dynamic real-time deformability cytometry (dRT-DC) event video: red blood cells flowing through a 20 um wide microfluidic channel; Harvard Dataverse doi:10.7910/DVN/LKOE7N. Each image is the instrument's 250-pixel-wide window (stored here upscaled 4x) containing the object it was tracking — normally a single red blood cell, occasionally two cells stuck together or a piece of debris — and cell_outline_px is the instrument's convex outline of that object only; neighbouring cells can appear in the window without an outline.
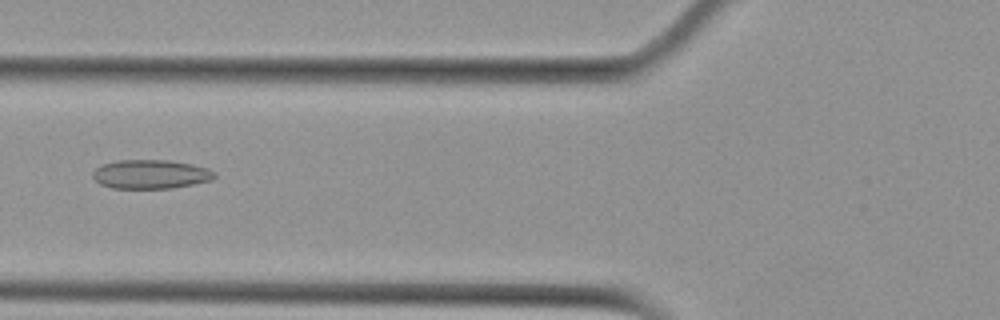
{"species": "Egyptian fruit bat (a non-hibernating species)", "species_latin": "Rousettus aegyptiacus", "temperature_condition": "cold", "stored_images_in_passage": 37, "camera_frame_rate_fps": 3000, "um_per_image_px": 0.085, "animal": {"sex": "female"}, "frame": {"image": 1, "passage_image": 4, "time_ms": 1.0, "image_size_px": [1000, 320], "cell_outline_px": [[216, 176], [212, 180], [172, 188], [112, 188], [100, 184], [92, 176], [92, 172], [100, 164], [116, 160], [168, 160], [192, 164], [208, 168], [216, 172]], "centroid_in_image_um": [12.8, 14.8], "position_along_channel_um": 113.0, "area_um2": 20.69}}
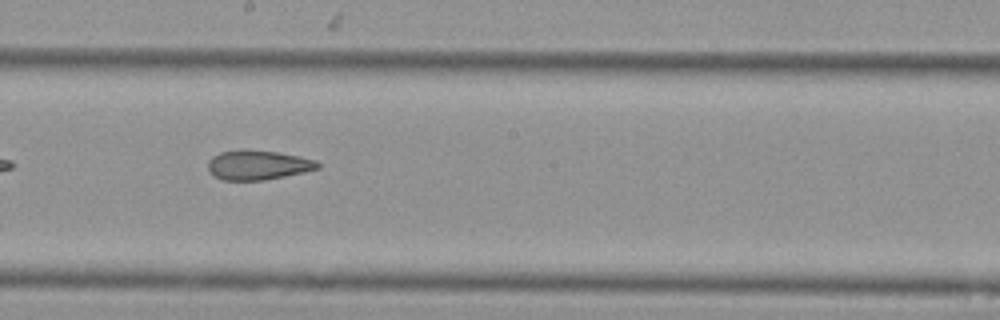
{"frame": {"image": 2, "passage_image": 13, "time_ms": 4.0, "image_size_px": [1000, 320], "cell_outline_px": [[320, 168], [304, 172], [264, 180], [224, 180], [208, 172], [208, 160], [212, 156], [220, 152], [240, 148], [244, 148], [276, 152], [300, 156], [316, 160], [320, 164]], "centroid_in_image_um": [21.9, 14.0], "position_along_channel_um": 226.3, "area_um2": 19.13}}
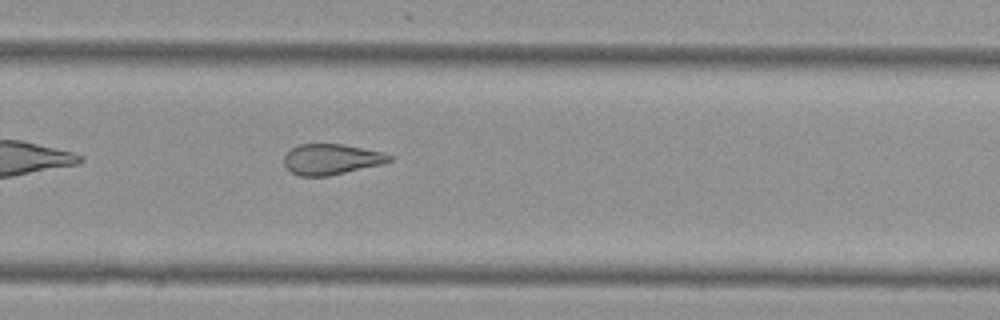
{"frame": {"image": 3, "passage_image": 19, "time_ms": 6.0, "image_size_px": [1000, 320], "cell_outline_px": [[392, 160], [384, 164], [328, 176], [300, 176], [292, 172], [284, 164], [284, 156], [292, 148], [300, 144], [344, 144], [384, 152], [392, 156]], "centroid_in_image_um": [28.2, 13.53], "position_along_channel_um": 301.6, "area_um2": 18.84}}